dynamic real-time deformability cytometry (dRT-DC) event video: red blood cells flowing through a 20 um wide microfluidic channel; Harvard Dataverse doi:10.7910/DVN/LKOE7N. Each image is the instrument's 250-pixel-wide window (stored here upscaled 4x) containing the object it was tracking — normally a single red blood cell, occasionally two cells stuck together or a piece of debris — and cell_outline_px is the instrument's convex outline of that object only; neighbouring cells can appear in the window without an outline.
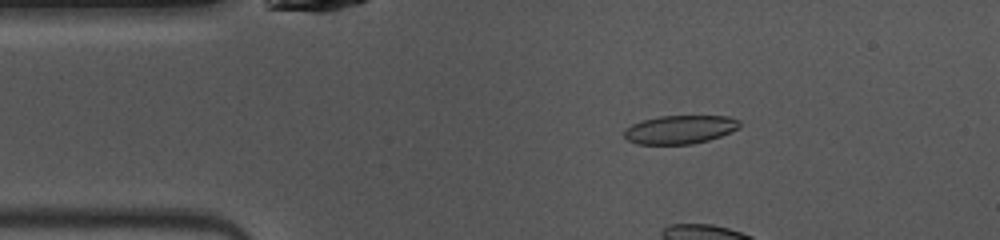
{"species": "common noctule bat (a hibernating species)", "species_latin": "Nyctalus noctula", "temperature_condition": "warm", "stored_images_in_passage": 11, "camera_frame_rate_fps": 3000, "um_per_image_px": 0.085, "animal": {"sex": "female", "body_mass_g": 10.0, "forearm_length_mm": 53.1}, "frame": {"image": 1, "passage_image": 7, "time_ms": 2.0, "image_size_px": [1000, 240], "cell_outline_px": [[740, 128], [720, 136], [708, 140], [692, 144], [636, 144], [628, 140], [624, 136], [624, 128], [632, 124], [644, 120], [660, 116], [728, 116], [740, 120]], "centroid_in_image_um": [57.8, 11.01], "position_along_channel_um": 27.2, "area_um2": 19.19}}